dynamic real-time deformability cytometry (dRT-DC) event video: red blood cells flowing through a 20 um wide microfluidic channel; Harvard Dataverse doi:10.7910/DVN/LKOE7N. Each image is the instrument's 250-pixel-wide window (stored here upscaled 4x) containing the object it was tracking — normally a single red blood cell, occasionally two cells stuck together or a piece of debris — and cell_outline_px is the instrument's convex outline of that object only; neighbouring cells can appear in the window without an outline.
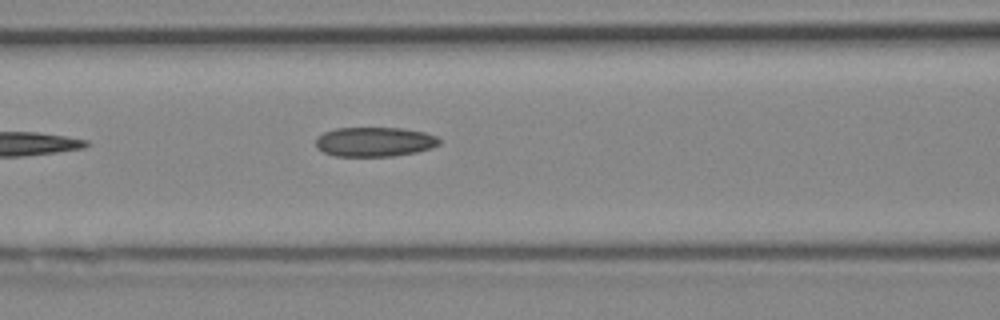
{"species": "Egyptian fruit bat (a non-hibernating species)", "species_latin": "Rousettus aegyptiacus", "temperature_condition": "cold", "stored_images_in_passage": 6, "camera_frame_rate_fps": 3000, "um_per_image_px": 0.085, "animal": {"sex": "female"}, "frame": {"image": 1, "passage_image": 6, "time_ms": 1.667, "image_size_px": [1000, 320], "cell_outline_px": [[440, 144], [432, 148], [416, 152], [392, 156], [332, 156], [316, 148], [316, 136], [324, 132], [336, 128], [404, 128], [424, 132], [436, 136], [440, 140]], "centroid_in_image_um": [31.82, 12.05], "position_along_channel_um": 134.8, "area_um2": 21.39}}